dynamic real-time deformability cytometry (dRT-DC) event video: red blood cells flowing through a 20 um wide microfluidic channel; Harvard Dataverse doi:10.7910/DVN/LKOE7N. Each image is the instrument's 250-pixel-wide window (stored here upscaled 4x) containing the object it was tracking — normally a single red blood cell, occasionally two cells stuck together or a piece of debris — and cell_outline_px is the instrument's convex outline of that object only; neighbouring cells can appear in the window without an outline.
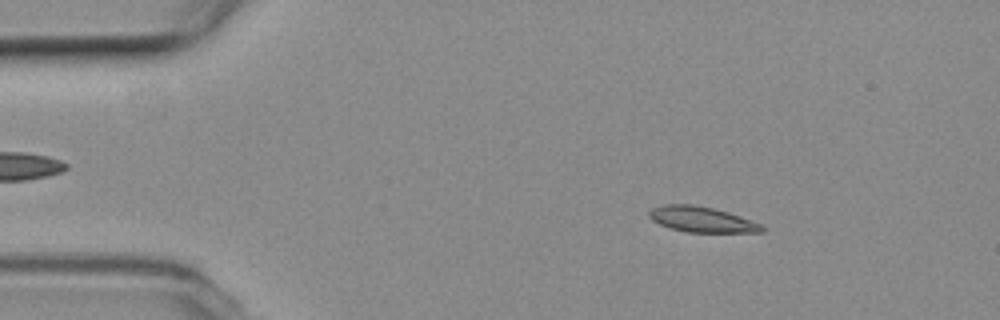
{"species": "common noctule bat (a hibernating species)", "species_latin": "Nyctalus noctula", "temperature_condition": "room temperature", "stored_images_in_passage": 55, "camera_frame_rate_fps": 3000, "um_per_image_px": 0.085, "animal": {"sex": "female", "body_mass_g": 19.3, "forearm_length_mm": 54.1}, "frame": {"image": 1, "passage_image": 8, "time_ms": 2.333, "image_size_px": [1000, 320], "cell_outline_px": [[768, 228], [764, 232], [688, 232], [672, 228], [660, 224], [652, 220], [648, 216], [648, 212], [652, 208], [664, 204], [692, 204], [712, 208], [728, 212], [764, 224]], "centroid_in_image_um": [59.71, 18.65], "position_along_channel_um": 25.3, "area_um2": 16.88}}
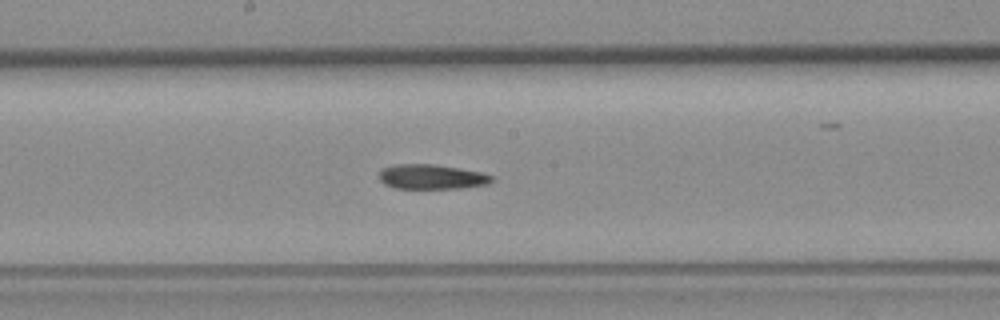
{"frame": {"image": 2, "passage_image": 28, "time_ms": 9.0, "image_size_px": [1000, 320], "cell_outline_px": [[492, 180], [488, 184], [460, 188], [396, 188], [384, 184], [380, 180], [380, 172], [384, 168], [392, 164], [436, 164], [460, 168], [480, 172], [492, 176]], "centroid_in_image_um": [36.67, 15.02], "position_along_channel_um": 211.5, "area_um2": 16.13}}
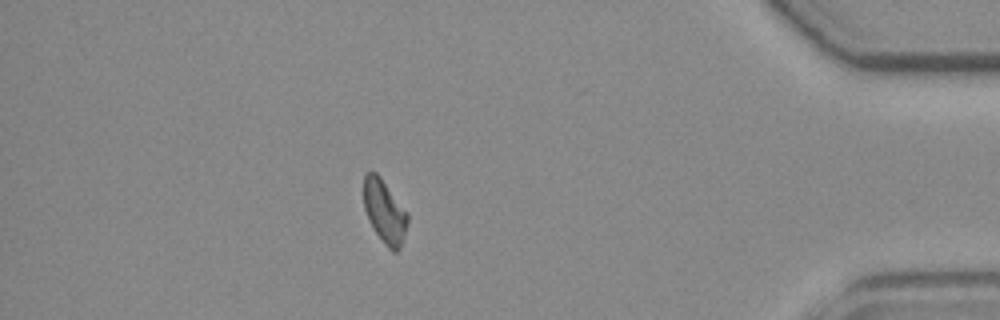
{"frame": {"image": 3, "passage_image": 47, "time_ms": 15.333, "image_size_px": [1000, 320], "cell_outline_px": [[408, 224], [400, 248], [396, 252], [392, 252], [384, 244], [368, 220], [364, 208], [364, 176], [368, 172], [376, 172], [380, 176], [408, 212]], "centroid_in_image_um": [32.7, 17.99], "position_along_channel_um": 402.5, "area_um2": 16.24}, "authors_computed_cell_mechanics": {"area_um2": 16.5308, "velocity_mm_per_s": 3.7741, "shape_relaxation_time_tau1_ms": null, "shape_relaxation_time_tau2_ms": 8.9311, "deformation_change_tau1": null, "deformation_change_tau2": 0.1478}}